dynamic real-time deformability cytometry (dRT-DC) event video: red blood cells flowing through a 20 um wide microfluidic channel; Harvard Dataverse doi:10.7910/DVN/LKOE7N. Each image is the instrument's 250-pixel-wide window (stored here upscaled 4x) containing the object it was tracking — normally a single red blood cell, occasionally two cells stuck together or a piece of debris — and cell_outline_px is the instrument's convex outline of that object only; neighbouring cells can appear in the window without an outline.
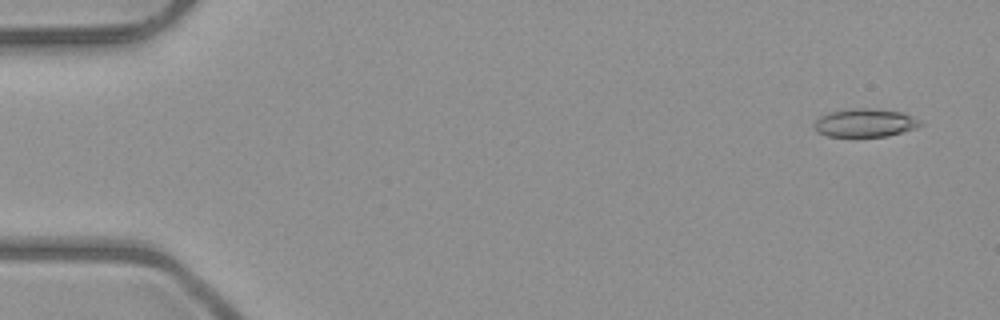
{"species": "common noctule bat (a hibernating species)", "species_latin": "Nyctalus noctula", "temperature_condition": "room temperature", "stored_images_in_passage": 5, "camera_frame_rate_fps": 3000, "um_per_image_px": 0.085, "animal": {"sex": "male", "body_mass_g": 23.1, "forearm_length_mm": 52.7}, "frame": {"image": 1, "passage_image": 1, "time_ms": 0.0, "image_size_px": [1000, 320], "cell_outline_px": [[924, 124], [916, 128], [888, 136], [828, 136], [816, 132], [812, 124], [820, 116], [828, 112], [844, 108], [872, 108], [904, 112], [920, 120]], "centroid_in_image_um": [73.51, 10.42], "position_along_channel_um": 11.5, "area_um2": 17.8}}
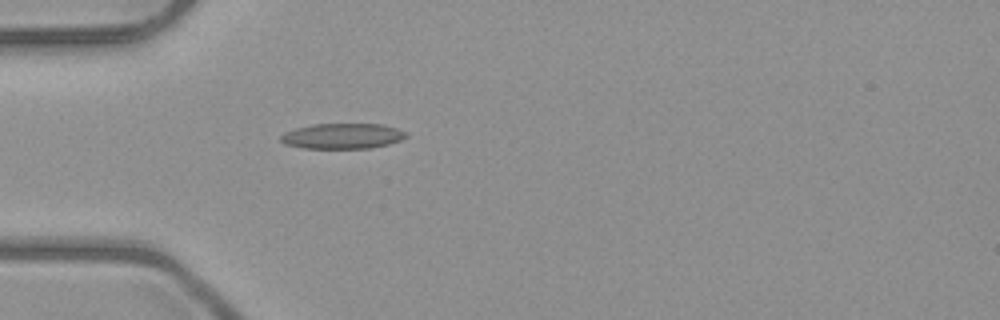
{"frame": {"image": 2, "passage_image": 5, "time_ms": 4.333, "image_size_px": [1000, 320], "cell_outline_px": [[408, 136], [400, 140], [388, 144], [372, 148], [304, 148], [284, 144], [280, 140], [280, 136], [284, 132], [296, 128], [316, 124], [384, 124], [396, 128], [404, 132]], "centroid_in_image_um": [29.1, 11.56], "position_along_channel_um": 55.9, "area_um2": 18.5}}